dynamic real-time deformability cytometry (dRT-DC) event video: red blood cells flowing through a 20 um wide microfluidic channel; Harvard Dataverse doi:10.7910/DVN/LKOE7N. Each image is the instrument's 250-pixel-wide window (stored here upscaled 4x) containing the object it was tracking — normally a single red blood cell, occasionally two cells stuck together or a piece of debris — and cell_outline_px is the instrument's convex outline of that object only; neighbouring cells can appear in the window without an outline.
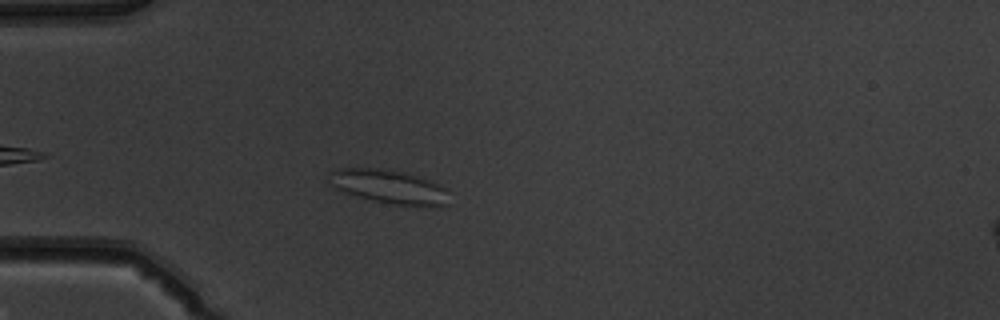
{"species": "common noctule bat (a hibernating species)", "species_latin": "Nyctalus noctula", "temperature_condition": "warm", "stored_images_in_passage": 40, "camera_frame_rate_fps": 3000, "um_per_image_px": 0.085, "animal": {"sex": "male", "body_mass_g": 19.5, "forearm_length_mm": 54.6}, "frame": {"image": 1, "passage_image": 3, "time_ms": 0.667, "image_size_px": [1000, 320], "cell_outline_px": [[448, 204], [392, 204], [344, 192], [336, 188], [332, 184], [328, 172], [340, 168], [388, 168], [404, 172], [440, 184], [448, 188]], "centroid_in_image_um": [33.05, 15.82], "position_along_channel_um": 51.9, "area_um2": 23.0}}
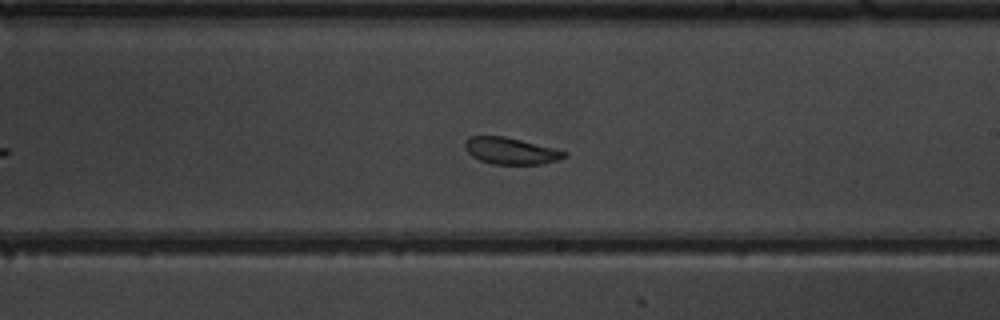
{"frame": {"image": 2, "passage_image": 19, "time_ms": 6.0, "image_size_px": [1000, 320], "cell_outline_px": [[568, 156], [556, 160], [540, 164], [492, 164], [480, 160], [472, 156], [464, 148], [464, 140], [468, 136], [504, 136], [568, 152]], "centroid_in_image_um": [43.36, 12.82], "position_along_channel_um": 245.6, "area_um2": 15.32}}
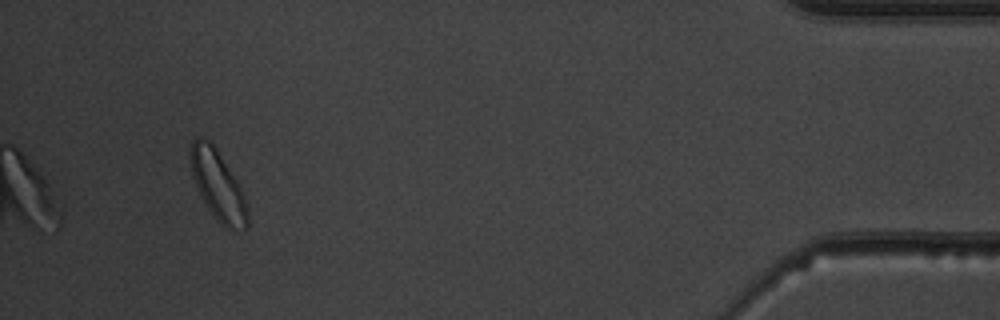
{"frame": {"image": 3, "passage_image": 37, "time_ms": 12.0, "image_size_px": [1000, 320], "cell_outline_px": [[248, 224], [244, 228], [228, 228], [220, 224], [216, 220], [208, 208], [192, 176], [188, 152], [192, 140], [196, 136], [204, 136], [216, 148], [236, 180], [248, 204]], "centroid_in_image_um": [18.49, 15.7], "position_along_channel_um": 416.7, "area_um2": 22.95}, "authors_computed_cell_mechanics": {"area_um2": 17.051, "velocity_mm_per_s": 3.8925, "shape_relaxation_time_tau1_ms": null, "shape_relaxation_time_tau2_ms": 1.3437, "deformation_change_tau1": null, "deformation_change_tau2": 0.0714}}